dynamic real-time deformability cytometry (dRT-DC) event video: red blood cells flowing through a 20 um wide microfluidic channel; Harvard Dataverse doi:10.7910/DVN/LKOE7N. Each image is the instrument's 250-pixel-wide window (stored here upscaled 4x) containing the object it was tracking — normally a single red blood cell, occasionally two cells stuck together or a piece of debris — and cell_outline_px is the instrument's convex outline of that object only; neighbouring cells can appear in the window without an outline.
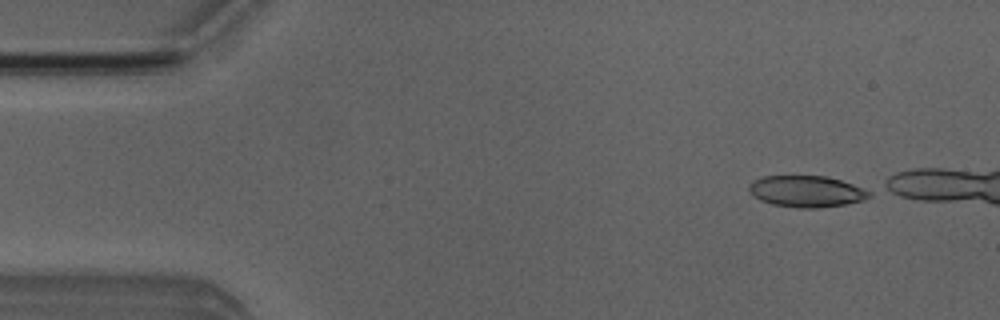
{"species": "Egyptian fruit bat (a non-hibernating species)", "species_latin": "Rousettus aegyptiacus", "temperature_condition": "room temperature", "stored_images_in_passage": 3, "camera_frame_rate_fps": 3000, "um_per_image_px": 0.085, "animal": {"sex": "male"}, "frame": {"image": 1, "passage_image": 1, "time_ms": 0.0, "image_size_px": [1000, 320], "cell_outline_px": [[872, 196], [864, 200], [844, 204], [820, 208], [800, 208], [772, 204], [760, 200], [752, 196], [748, 188], [752, 180], [764, 176], [824, 176], [840, 180], [864, 188], [872, 192]], "centroid_in_image_um": [68.55, 16.27], "position_along_channel_um": 16.5, "area_um2": 22.08}}